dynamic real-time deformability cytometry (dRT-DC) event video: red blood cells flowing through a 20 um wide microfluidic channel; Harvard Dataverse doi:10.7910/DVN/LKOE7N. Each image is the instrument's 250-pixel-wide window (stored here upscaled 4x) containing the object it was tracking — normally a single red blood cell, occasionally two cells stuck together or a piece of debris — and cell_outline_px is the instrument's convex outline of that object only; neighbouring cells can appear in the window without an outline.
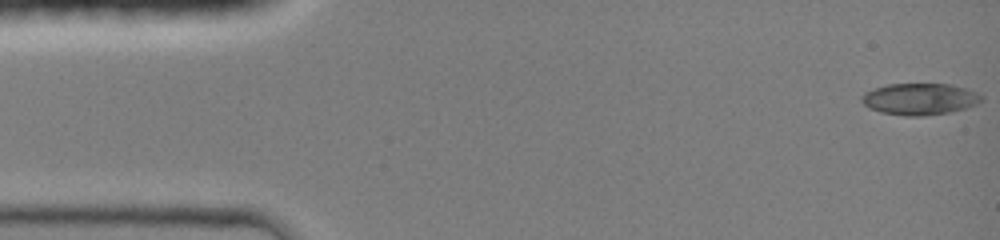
{"species": "common noctule bat (a hibernating species)", "species_latin": "Nyctalus noctula", "temperature_condition": "room temperature", "stored_images_in_passage": 35, "camera_frame_rate_fps": 3000, "um_per_image_px": 0.085, "animal": {"sex": "female", "body_mass_g": 19.0, "forearm_length_mm": 51.5}, "frame": {"image": 1, "passage_image": 1, "time_ms": 0.0, "image_size_px": [1000, 240], "cell_outline_px": [[984, 100], [976, 104], [964, 108], [948, 112], [920, 116], [904, 116], [880, 112], [868, 108], [860, 100], [860, 96], [864, 92], [888, 84], [948, 84], [968, 88], [984, 96]], "centroid_in_image_um": [78.17, 8.41], "position_along_channel_um": 6.8, "area_um2": 22.14}}
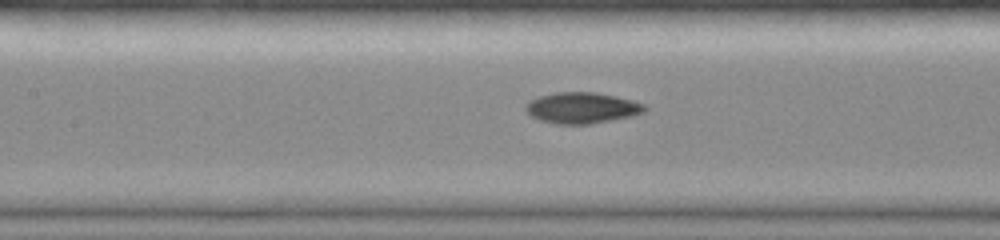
{"frame": {"image": 2, "passage_image": 20, "time_ms": 6.333, "image_size_px": [1000, 240], "cell_outline_px": [[648, 108], [644, 112], [632, 116], [588, 124], [556, 124], [540, 120], [532, 116], [524, 108], [524, 104], [528, 100], [540, 96], [556, 92], [596, 92], [616, 96], [632, 100], [644, 104]], "centroid_in_image_um": [49.45, 9.16], "position_along_channel_um": 158.0, "area_um2": 21.56}}
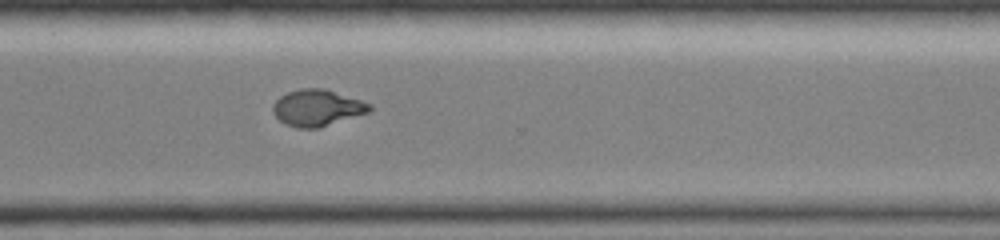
{"frame": {"image": 3, "passage_image": 35, "time_ms": 10.667, "image_size_px": [1000, 240], "cell_outline_px": [[372, 108], [368, 112], [320, 128], [296, 128], [284, 124], [272, 112], [272, 104], [280, 96], [288, 92], [300, 88], [324, 88], [372, 104]], "centroid_in_image_um": [26.93, 9.17], "position_along_channel_um": 343.7, "area_um2": 20.58}}